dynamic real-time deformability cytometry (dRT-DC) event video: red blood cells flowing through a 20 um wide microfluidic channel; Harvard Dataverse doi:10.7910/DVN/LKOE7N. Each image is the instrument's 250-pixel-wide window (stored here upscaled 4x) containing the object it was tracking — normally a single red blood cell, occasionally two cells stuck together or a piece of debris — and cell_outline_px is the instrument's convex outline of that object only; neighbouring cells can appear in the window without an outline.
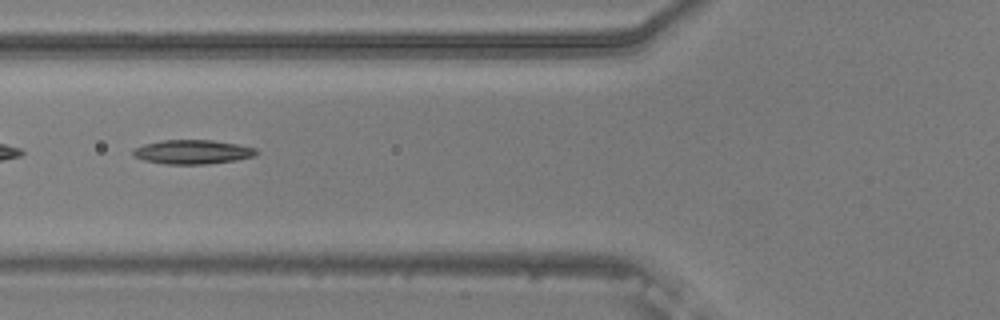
{"species": "common noctule bat (a hibernating species)", "species_latin": "Nyctalus noctula", "temperature_condition": "warm", "stored_images_in_passage": 15, "camera_frame_rate_fps": 3000, "um_per_image_px": 0.085, "animal": {"sex": "male", "body_mass_g": 20.5, "forearm_length_mm": 52.5}, "frame": {"image": 1, "passage_image": 5, "time_ms": 1.333, "image_size_px": [1000, 320], "cell_outline_px": [[260, 152], [256, 156], [236, 160], [208, 164], [164, 164], [144, 160], [132, 156], [132, 152], [136, 148], [144, 144], [164, 140], [212, 140], [236, 144], [256, 148]], "centroid_in_image_um": [16.4, 12.92], "position_along_channel_um": 109.4, "area_um2": 17.4}}
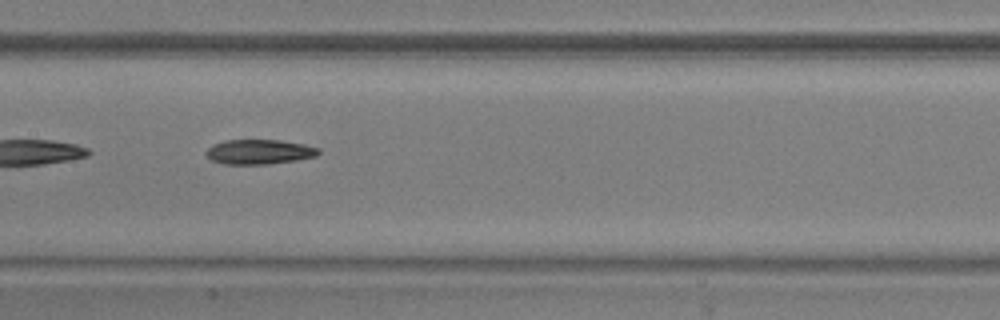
{"frame": {"image": 2, "passage_image": 11, "time_ms": 3.333, "image_size_px": [1000, 320], "cell_outline_px": [[320, 152], [316, 156], [296, 160], [268, 164], [224, 164], [212, 160], [204, 152], [212, 144], [224, 140], [280, 140], [304, 144], [320, 148]], "centroid_in_image_um": [22.03, 12.9], "position_along_channel_um": 185.4, "area_um2": 16.24}}